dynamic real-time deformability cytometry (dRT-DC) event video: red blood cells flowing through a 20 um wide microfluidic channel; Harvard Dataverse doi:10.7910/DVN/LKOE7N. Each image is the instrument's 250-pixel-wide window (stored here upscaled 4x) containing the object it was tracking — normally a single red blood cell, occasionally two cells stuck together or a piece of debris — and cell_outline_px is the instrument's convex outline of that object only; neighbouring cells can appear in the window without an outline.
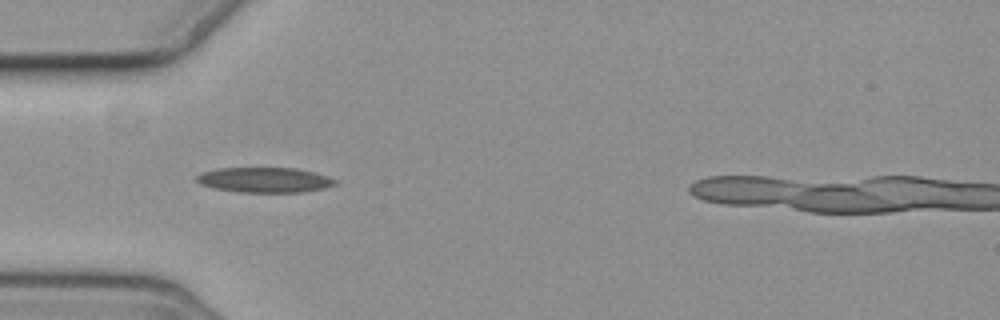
{"species": "common noctule bat (a hibernating species)", "species_latin": "Nyctalus noctula", "temperature_condition": "cold", "stored_images_in_passage": 5, "camera_frame_rate_fps": 3000, "um_per_image_px": 0.085, "animal": {"sex": "female", "body_mass_g": 19.3, "forearm_length_mm": 54.1}, "frame": {"image": 1, "passage_image": 4, "time_ms": 3.667, "image_size_px": [1000, 320], "cell_outline_px": [[336, 184], [324, 188], [304, 192], [240, 192], [212, 188], [200, 184], [196, 180], [196, 176], [200, 172], [216, 168], [296, 168], [328, 176], [336, 180]], "centroid_in_image_um": [22.45, 15.29], "position_along_channel_um": 62.6, "area_um2": 20.35}}
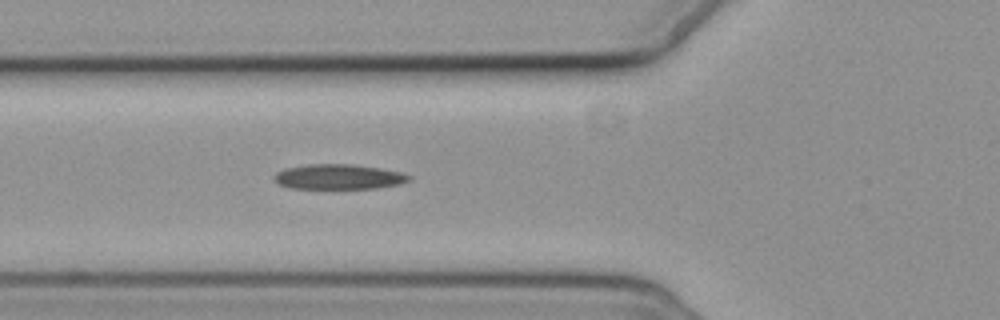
{"frame": {"image": 2, "passage_image": 5, "time_ms": 4.667, "image_size_px": [1000, 320], "cell_outline_px": [[412, 180], [400, 184], [376, 188], [292, 188], [280, 184], [272, 176], [276, 172], [284, 168], [308, 164], [352, 164], [380, 168], [404, 172], [412, 176]], "centroid_in_image_um": [28.83, 15.01], "position_along_channel_um": 97.0, "area_um2": 19.77}}